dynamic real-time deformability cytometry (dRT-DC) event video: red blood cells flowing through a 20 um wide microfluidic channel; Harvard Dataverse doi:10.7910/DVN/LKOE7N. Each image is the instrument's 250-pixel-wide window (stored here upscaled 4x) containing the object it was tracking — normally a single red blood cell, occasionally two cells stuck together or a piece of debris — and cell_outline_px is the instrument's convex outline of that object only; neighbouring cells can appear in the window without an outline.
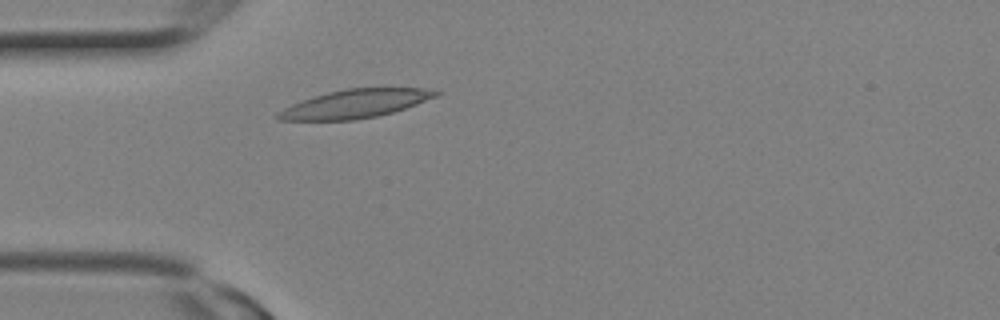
{"species": "Egyptian fruit bat (a non-hibernating species)", "species_latin": "Rousettus aegyptiacus", "temperature_condition": "room temperature", "stored_images_in_passage": 2, "camera_frame_rate_fps": 3000, "um_per_image_px": 0.085, "animal": {"sex": "female"}, "frame": {"image": 1, "passage_image": 2, "time_ms": 0.333, "image_size_px": [1000, 320], "cell_outline_px": [[440, 92], [436, 96], [416, 104], [392, 112], [376, 116], [356, 120], [280, 120], [276, 116], [276, 112], [292, 104], [328, 92], [344, 88], [420, 88]], "centroid_in_image_um": [30.15, 8.82], "position_along_channel_um": 54.8, "area_um2": 25.72}}